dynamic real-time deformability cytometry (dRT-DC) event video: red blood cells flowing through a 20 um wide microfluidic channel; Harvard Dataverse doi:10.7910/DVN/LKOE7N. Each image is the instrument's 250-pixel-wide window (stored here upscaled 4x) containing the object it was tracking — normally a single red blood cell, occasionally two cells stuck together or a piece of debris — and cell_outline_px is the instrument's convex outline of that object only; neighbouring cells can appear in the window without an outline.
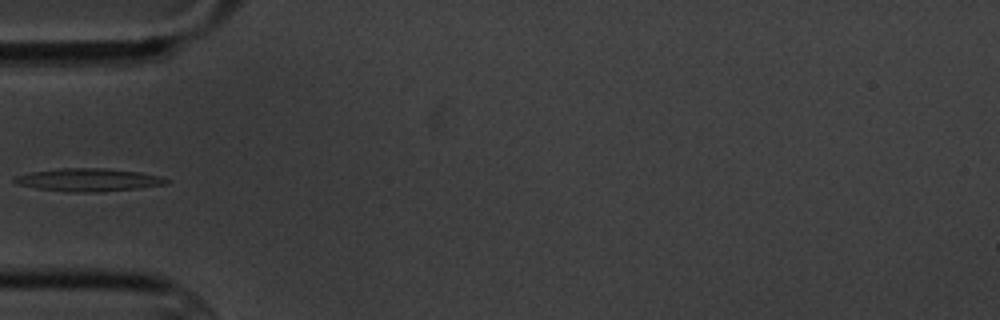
{"species": "common noctule bat (a hibernating species)", "species_latin": "Nyctalus noctula", "temperature_condition": "cold", "stored_images_in_passage": 8, "camera_frame_rate_fps": 3000, "um_per_image_px": 0.085, "animal": {"sex": "male", "body_mass_g": 20.1, "forearm_length_mm": 53.5}, "frame": {"image": 1, "passage_image": 6, "time_ms": 6.0, "image_size_px": [1000, 320], "cell_outline_px": [[172, 180], [168, 184], [140, 188], [92, 192], [68, 192], [36, 188], [16, 184], [12, 180], [16, 176], [32, 172], [60, 168], [108, 168], [140, 172], [160, 176]], "centroid_in_image_um": [7.56, 15.28], "position_along_channel_um": 77.4, "area_um2": 20.35}}
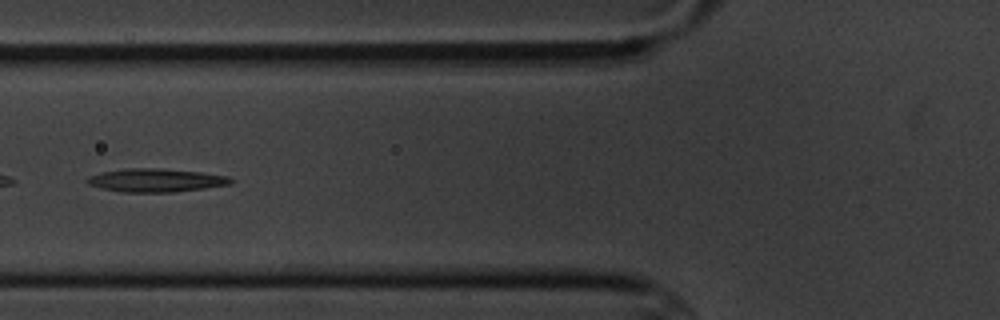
{"frame": {"image": 2, "passage_image": 7, "time_ms": 7.0, "image_size_px": [1000, 320], "cell_outline_px": [[232, 180], [228, 184], [204, 188], [176, 192], [120, 192], [100, 188], [88, 184], [84, 180], [88, 176], [100, 172], [124, 168], [160, 168], [200, 172], [228, 176]], "centroid_in_image_um": [13.15, 15.32], "position_along_channel_um": 112.6, "area_um2": 19.59}}
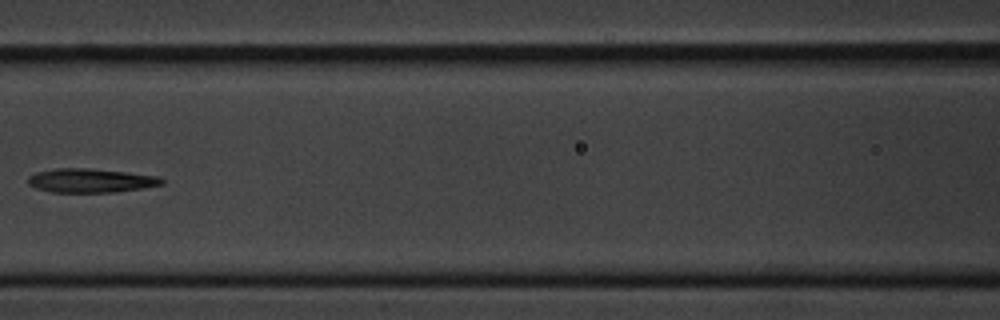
{"frame": {"image": 3, "passage_image": 8, "time_ms": 8.333, "image_size_px": [1000, 320], "cell_outline_px": [[164, 184], [144, 188], [112, 192], [52, 192], [36, 188], [28, 184], [28, 176], [36, 172], [56, 168], [88, 168], [160, 176], [164, 180]], "centroid_in_image_um": [7.71, 15.34], "position_along_channel_um": 158.9, "area_um2": 18.67}}